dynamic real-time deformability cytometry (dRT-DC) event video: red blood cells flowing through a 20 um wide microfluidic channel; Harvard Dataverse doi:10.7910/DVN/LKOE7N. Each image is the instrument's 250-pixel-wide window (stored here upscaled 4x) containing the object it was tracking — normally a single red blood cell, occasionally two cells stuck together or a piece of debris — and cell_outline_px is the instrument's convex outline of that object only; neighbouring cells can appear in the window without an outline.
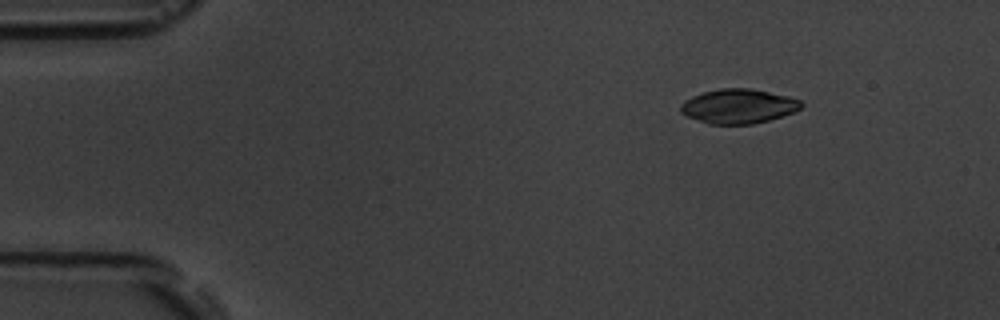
{"species": "common noctule bat (a hibernating species)", "species_latin": "Nyctalus noctula", "temperature_condition": "room temperature", "stored_images_in_passage": 9, "camera_frame_rate_fps": 3000, "um_per_image_px": 0.085, "animal": {"sex": "male", "body_mass_g": 19.5, "forearm_length_mm": 54.6}, "frame": {"image": 1, "passage_image": 1, "time_ms": 0.0, "image_size_px": [1000, 320], "cell_outline_px": [[804, 104], [800, 108], [792, 112], [768, 120], [752, 124], [708, 124], [688, 116], [680, 112], [680, 104], [684, 100], [692, 96], [704, 92], [720, 88], [752, 88], [788, 96], [800, 100]], "centroid_in_image_um": [62.74, 9.02], "position_along_channel_um": 22.3, "area_um2": 24.1}}
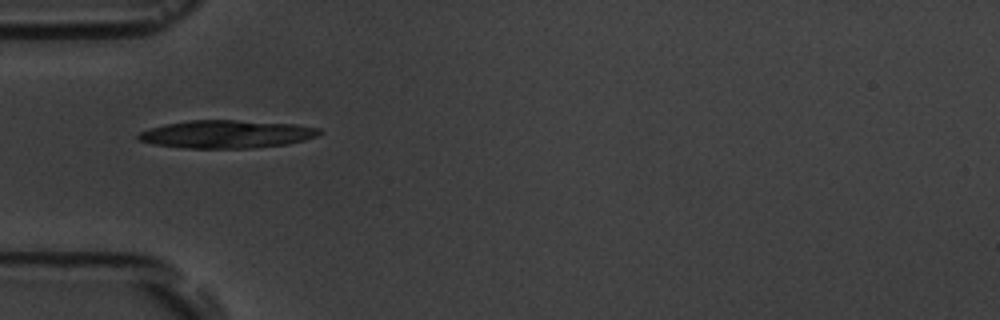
{"frame": {"image": 2, "passage_image": 4, "time_ms": 3.333, "image_size_px": [1000, 320], "cell_outline_px": [[324, 132], [316, 136], [304, 140], [288, 144], [252, 148], [188, 148], [152, 144], [140, 140], [136, 136], [140, 132], [164, 124], [188, 120], [236, 120], [296, 124], [320, 128]], "centroid_in_image_um": [19.29, 11.4], "position_along_channel_um": 65.7, "area_um2": 29.48}}
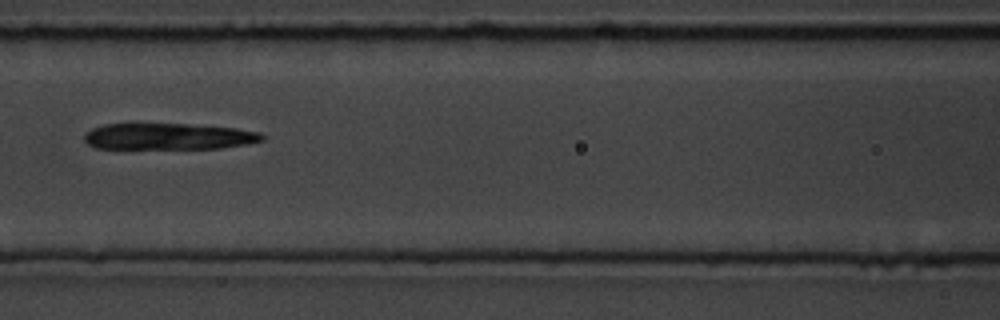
{"frame": {"image": 3, "passage_image": 6, "time_ms": 5.667, "image_size_px": [1000, 320], "cell_outline_px": [[264, 140], [248, 144], [220, 148], [96, 148], [88, 144], [84, 140], [84, 132], [92, 128], [104, 124], [188, 124], [236, 128], [260, 132], [264, 136]], "centroid_in_image_um": [14.32, 11.59], "position_along_channel_um": 152.3, "area_um2": 27.28}}